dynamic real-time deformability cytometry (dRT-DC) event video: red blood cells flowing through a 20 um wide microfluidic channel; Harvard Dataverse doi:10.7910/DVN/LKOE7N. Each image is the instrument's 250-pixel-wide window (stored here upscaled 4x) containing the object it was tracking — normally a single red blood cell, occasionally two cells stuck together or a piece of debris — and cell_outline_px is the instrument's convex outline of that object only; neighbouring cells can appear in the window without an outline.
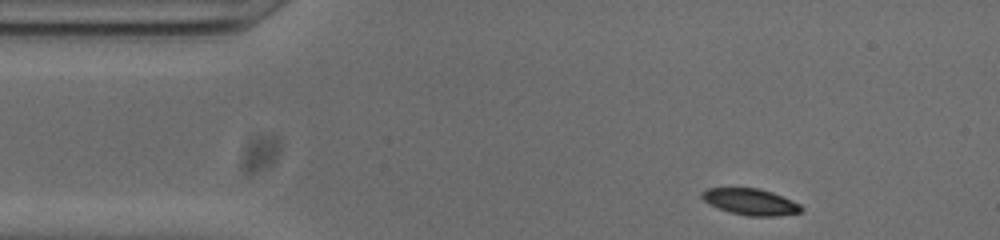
{"species": "common noctule bat (a hibernating species)", "species_latin": "Nyctalus noctula", "temperature_condition": "cold", "stored_images_in_passage": 47, "camera_frame_rate_fps": 3000, "um_per_image_px": 0.085, "animal": {"sex": "male", "body_mass_g": 20.0, "forearm_length_mm": 53.3}, "frame": {"image": 1, "passage_image": 1, "time_ms": 0.0, "image_size_px": [1000, 240], "cell_outline_px": [[804, 208], [800, 212], [776, 216], [748, 216], [728, 212], [704, 200], [700, 196], [700, 192], [708, 188], [756, 188], [772, 192], [792, 200], [800, 204]], "centroid_in_image_um": [63.8, 17.15], "position_along_channel_um": 21.2, "area_um2": 15.14}}
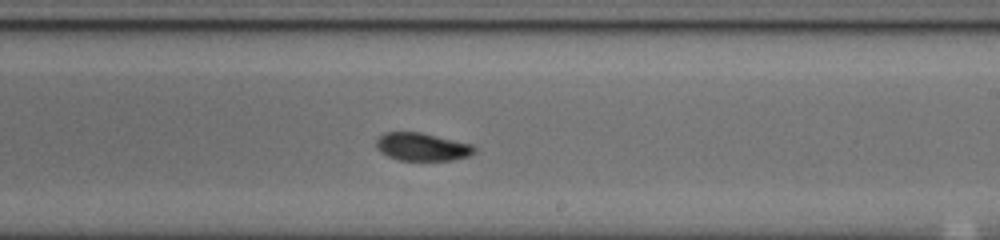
{"frame": {"image": 2, "passage_image": 24, "time_ms": 7.667, "image_size_px": [1000, 240], "cell_outline_px": [[476, 152], [468, 156], [452, 160], [400, 160], [388, 156], [376, 148], [376, 140], [380, 136], [388, 132], [420, 132], [472, 144], [476, 148]], "centroid_in_image_um": [35.9, 12.48], "position_along_channel_um": 253.1, "area_um2": 15.84}}
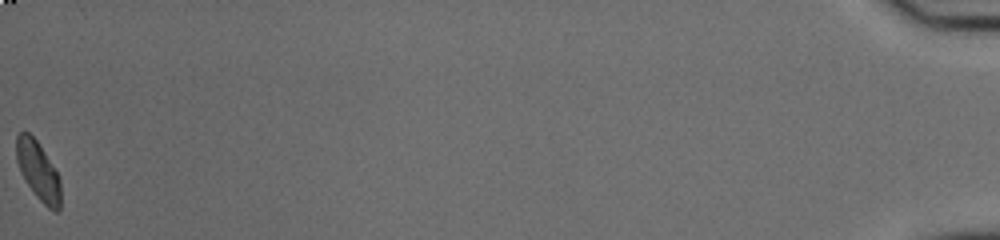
{"frame": {"image": 3, "passage_image": 47, "time_ms": 15.333, "image_size_px": [1000, 240], "cell_outline_px": [[60, 208], [56, 212], [48, 208], [36, 196], [20, 172], [16, 160], [16, 136], [20, 132], [28, 132], [36, 140], [44, 152], [56, 172], [60, 180]], "centroid_in_image_um": [3.23, 14.52], "position_along_channel_um": 432.0, "area_um2": 14.85}, "authors_computed_cell_mechanics": {"area_um2": 15.8372, "velocity_mm_per_s": 3.8269, "shape_relaxation_time_tau1_ms": 3.0481, "shape_relaxation_time_tau2_ms": 4.498, "deformation_change_tau1": 0.1144, "deformation_change_tau2": 0.0723}}